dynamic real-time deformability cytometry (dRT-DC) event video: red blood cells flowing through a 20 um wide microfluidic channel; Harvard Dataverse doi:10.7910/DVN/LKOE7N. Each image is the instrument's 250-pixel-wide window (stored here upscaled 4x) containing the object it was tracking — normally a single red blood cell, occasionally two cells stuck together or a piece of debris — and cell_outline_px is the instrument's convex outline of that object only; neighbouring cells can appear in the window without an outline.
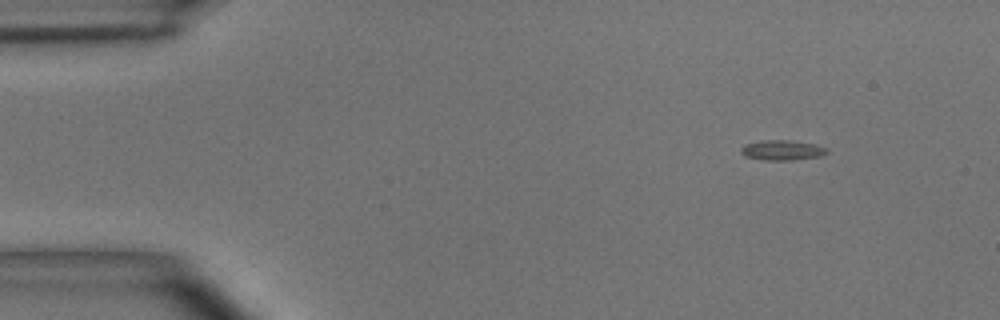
{"species": "common noctule bat (a hibernating species)", "species_latin": "Nyctalus noctula", "temperature_condition": "room temperature", "stored_images_in_passage": 54, "camera_frame_rate_fps": 3000, "um_per_image_px": 0.085, "animal": {"sex": "male", "body_mass_g": 15.6}, "frame": {"image": 1, "passage_image": 6, "time_ms": 1.667, "image_size_px": [1000, 320], "cell_outline_px": [[828, 152], [820, 156], [792, 160], [764, 160], [744, 156], [740, 152], [740, 148], [744, 144], [760, 140], [788, 140], [812, 144], [828, 148]], "centroid_in_image_um": [66.43, 12.76], "position_along_channel_um": 18.6, "area_um2": 10.06}}